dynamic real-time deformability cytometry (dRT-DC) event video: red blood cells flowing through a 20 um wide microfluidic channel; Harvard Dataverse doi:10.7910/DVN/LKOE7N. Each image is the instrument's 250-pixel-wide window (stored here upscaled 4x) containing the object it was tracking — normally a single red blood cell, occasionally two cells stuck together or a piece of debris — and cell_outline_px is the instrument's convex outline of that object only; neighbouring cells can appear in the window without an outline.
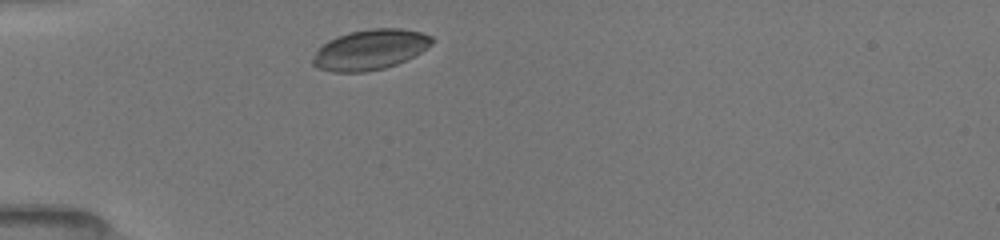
{"species": "common noctule bat (a hibernating species)", "species_latin": "Nyctalus noctula", "temperature_condition": "room temperature", "stored_images_in_passage": 5, "camera_frame_rate_fps": 3000, "um_per_image_px": 0.085, "animal": {"sex": "female", "body_mass_g": 19.5, "forearm_length_mm": 54.1}, "frame": {"image": 1, "passage_image": 1, "time_ms": 0.0, "image_size_px": [1000, 240], "cell_outline_px": [[432, 44], [420, 52], [396, 64], [384, 68], [364, 72], [332, 72], [316, 68], [312, 64], [312, 60], [316, 52], [328, 40], [336, 36], [348, 32], [368, 28], [400, 28], [420, 32], [432, 36]], "centroid_in_image_um": [31.42, 4.21], "position_along_channel_um": 53.6, "area_um2": 27.86}}
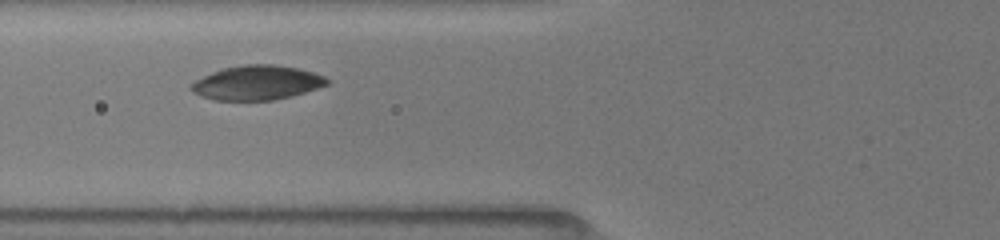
{"frame": {"image": 2, "passage_image": 3, "time_ms": 1.667, "image_size_px": [1000, 240], "cell_outline_px": [[332, 80], [328, 84], [292, 96], [272, 100], [216, 100], [200, 96], [192, 92], [188, 88], [196, 80], [220, 68], [240, 64], [272, 64], [300, 68], [324, 76]], "centroid_in_image_um": [21.83, 7.02], "position_along_channel_um": 104.0, "area_um2": 27.4}}
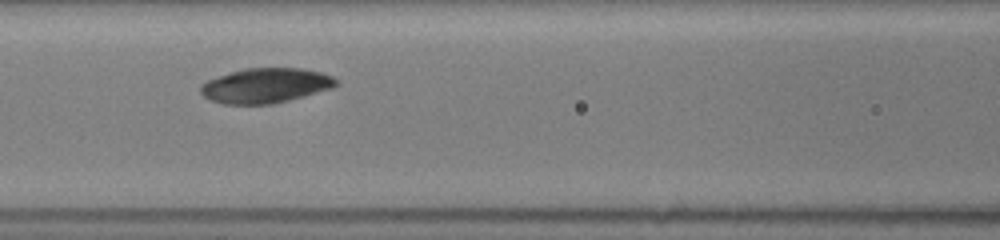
{"frame": {"image": 3, "passage_image": 4, "time_ms": 2.667, "image_size_px": [1000, 240], "cell_outline_px": [[336, 84], [332, 88], [288, 100], [272, 104], [224, 104], [212, 100], [204, 96], [200, 92], [200, 84], [208, 80], [228, 72], [244, 68], [300, 68], [320, 72], [332, 76], [336, 80]], "centroid_in_image_um": [22.53, 7.26], "position_along_channel_um": 144.1, "area_um2": 27.34}}